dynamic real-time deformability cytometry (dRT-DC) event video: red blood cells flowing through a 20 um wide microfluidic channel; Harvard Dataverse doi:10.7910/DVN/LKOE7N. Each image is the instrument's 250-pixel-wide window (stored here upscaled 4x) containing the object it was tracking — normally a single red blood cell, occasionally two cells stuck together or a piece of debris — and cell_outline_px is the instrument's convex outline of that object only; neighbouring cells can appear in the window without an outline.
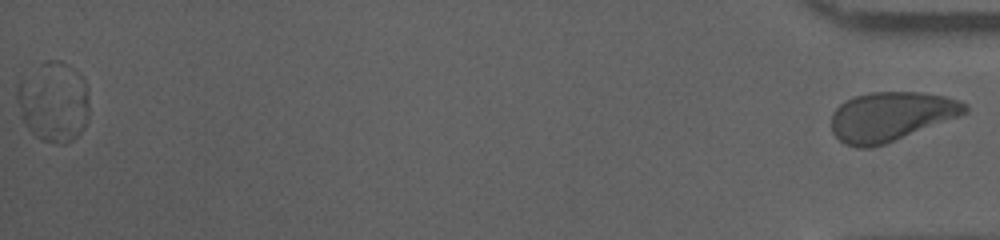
{"species": "human", "species_latin": "Homo sapiens", "temperature_condition": "cold", "stored_images_in_passage": 49, "segment_of_instrument_passage": [2, 2], "camera_frame_rate_fps": 3000, "um_per_image_px": 0.085, "donor": {"sex": "male"}, "frame": {"image": 1, "passage_image": 49, "time_ms": 16.0, "image_size_px": [1000, 240], "cell_outline_px": [[968, 112], [960, 116], [884, 144], [868, 148], [856, 148], [844, 144], [832, 132], [832, 112], [840, 104], [852, 96], [868, 92], [920, 92], [944, 96], [968, 104]], "centroid_in_image_um": [75.71, 9.89], "position_along_channel_um": 359.5, "area_um2": 38.32}}